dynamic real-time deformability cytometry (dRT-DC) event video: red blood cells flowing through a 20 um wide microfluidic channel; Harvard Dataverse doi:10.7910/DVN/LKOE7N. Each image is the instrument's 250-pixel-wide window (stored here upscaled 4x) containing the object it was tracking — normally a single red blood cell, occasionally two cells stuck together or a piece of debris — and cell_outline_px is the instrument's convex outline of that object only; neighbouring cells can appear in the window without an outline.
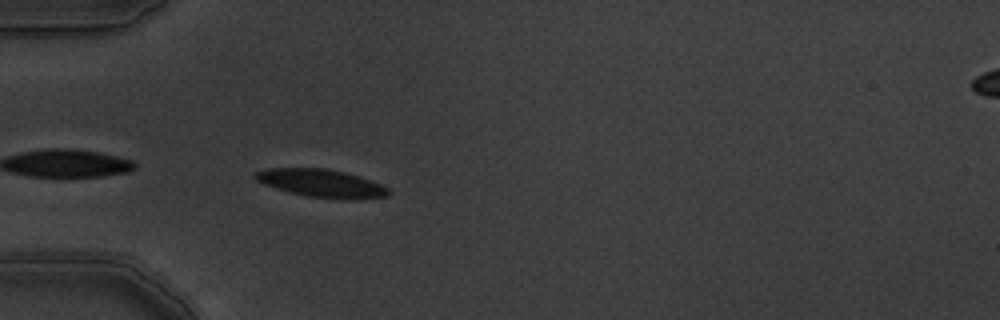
{"species": "common noctule bat (a hibernating species)", "species_latin": "Nyctalus noctula", "temperature_condition": "warm", "stored_images_in_passage": 6, "camera_frame_rate_fps": 3000, "um_per_image_px": 0.085, "animal": {"sex": "male", "body_mass_g": 19.5, "forearm_length_mm": 54.6}, "frame": {"image": 1, "passage_image": 6, "time_ms": 1.667, "image_size_px": [1000, 320], "cell_outline_px": [[392, 192], [388, 196], [308, 196], [288, 192], [264, 184], [256, 180], [252, 176], [252, 172], [268, 168], [324, 168], [344, 172], [360, 176], [380, 184], [388, 188]], "centroid_in_image_um": [27.17, 15.51], "position_along_channel_um": 57.8, "area_um2": 20.63}}